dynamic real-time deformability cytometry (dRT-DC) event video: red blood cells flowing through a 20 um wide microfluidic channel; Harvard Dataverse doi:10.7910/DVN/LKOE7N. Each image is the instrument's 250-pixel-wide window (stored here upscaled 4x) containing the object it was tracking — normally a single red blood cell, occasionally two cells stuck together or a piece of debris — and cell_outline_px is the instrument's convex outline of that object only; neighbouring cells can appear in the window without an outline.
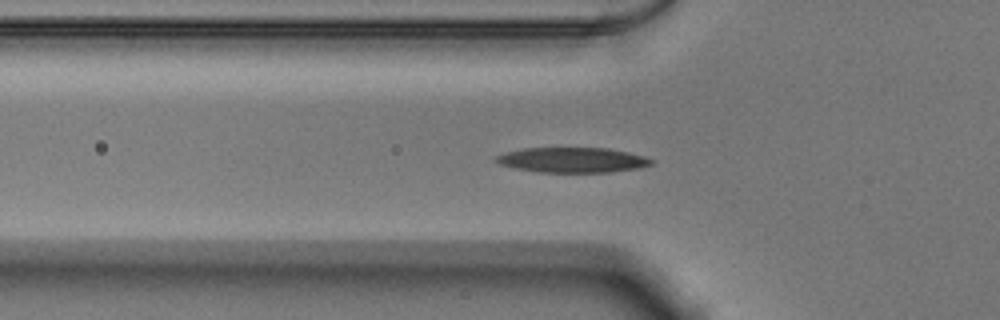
{"species": "Egyptian fruit bat (a non-hibernating species)", "species_latin": "Rousettus aegyptiacus", "temperature_condition": "warm", "stored_images_in_passage": 37, "camera_frame_rate_fps": 3000, "um_per_image_px": 0.085, "animal": {"sex": "male"}, "frame": {"image": 1, "passage_image": 3, "time_ms": 0.667, "image_size_px": [1000, 320], "cell_outline_px": [[656, 160], [652, 164], [640, 168], [612, 172], [536, 172], [516, 168], [500, 164], [492, 160], [496, 156], [504, 152], [524, 148], [608, 148], [628, 152], [644, 156]], "centroid_in_image_um": [48.66, 13.6], "position_along_channel_um": 77.1, "area_um2": 22.89}}
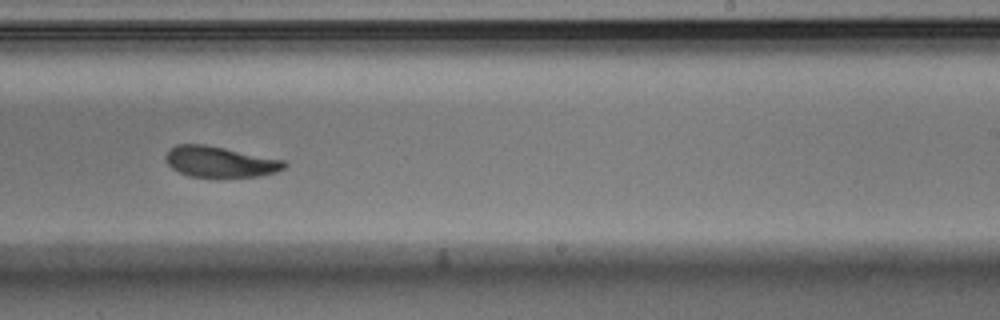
{"frame": {"image": 2, "passage_image": 18, "time_ms": 5.667, "image_size_px": [1000, 320], "cell_outline_px": [[288, 164], [284, 168], [276, 172], [260, 176], [188, 176], [172, 168], [164, 160], [164, 156], [168, 148], [176, 144], [204, 144], [284, 160]], "centroid_in_image_um": [18.65, 13.73], "position_along_channel_um": 270.3, "area_um2": 21.15}}
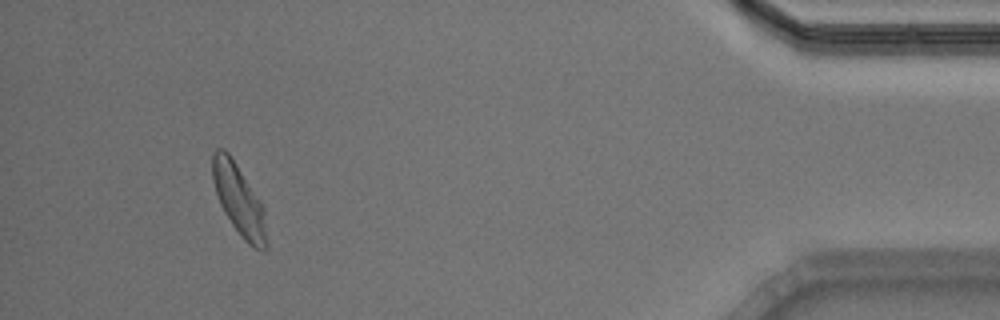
{"frame": {"image": 3, "passage_image": 34, "time_ms": 11.0, "image_size_px": [1000, 320], "cell_outline_px": [[268, 248], [264, 252], [248, 244], [244, 240], [232, 224], [224, 212], [220, 204], [212, 180], [212, 156], [216, 148], [224, 148], [228, 152], [264, 204], [268, 244]], "centroid_in_image_um": [20.35, 17.02], "position_along_channel_um": 414.9, "area_um2": 22.66}, "authors_computed_cell_mechanics": {"area_um2": 22.253, "velocity_mm_per_s": 3.8497, "shape_relaxation_time_tau1_ms": 3.8474, "shape_relaxation_time_tau2_ms": 3.1972, "deformation_change_tau1": 0.1676, "deformation_change_tau2": 0.1021}}